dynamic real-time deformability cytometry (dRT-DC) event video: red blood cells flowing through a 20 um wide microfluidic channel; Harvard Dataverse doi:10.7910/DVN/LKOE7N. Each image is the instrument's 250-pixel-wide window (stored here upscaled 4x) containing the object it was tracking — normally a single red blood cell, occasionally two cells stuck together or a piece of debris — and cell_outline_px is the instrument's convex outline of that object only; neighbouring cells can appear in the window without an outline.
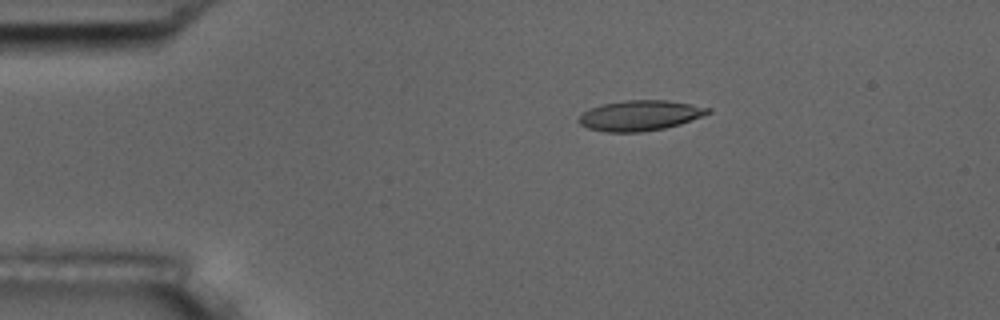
{"species": "common noctule bat (a hibernating species)", "species_latin": "Nyctalus noctula", "temperature_condition": "room temperature", "stored_images_in_passage": 4, "camera_frame_rate_fps": 3000, "um_per_image_px": 0.085, "animal": {"sex": "male", "body_mass_g": 17.5, "forearm_length_mm": 52.3}, "frame": {"image": 1, "passage_image": 3, "time_ms": 2.333, "image_size_px": [1000, 320], "cell_outline_px": [[712, 112], [680, 124], [664, 128], [640, 132], [604, 132], [588, 128], [580, 124], [576, 120], [584, 112], [592, 108], [604, 104], [624, 100], [668, 100], [692, 104], [712, 108]], "centroid_in_image_um": [54.41, 9.82], "position_along_channel_um": 30.6, "area_um2": 22.77}}